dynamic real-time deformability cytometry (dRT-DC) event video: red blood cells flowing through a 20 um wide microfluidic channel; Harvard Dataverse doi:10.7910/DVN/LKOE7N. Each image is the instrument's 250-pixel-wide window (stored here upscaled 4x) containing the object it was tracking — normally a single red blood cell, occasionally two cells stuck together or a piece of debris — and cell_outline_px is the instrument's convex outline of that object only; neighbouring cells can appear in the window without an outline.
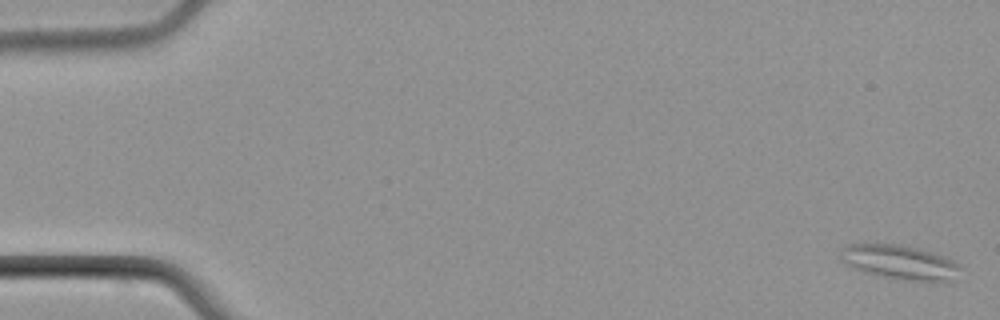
{"species": "common noctule bat (a hibernating species)", "species_latin": "Nyctalus noctula", "temperature_condition": "cold", "stored_images_in_passage": 5, "camera_frame_rate_fps": 3000, "um_per_image_px": 0.085, "animal": {"sex": "male", "body_mass_g": 21.5, "forearm_length_mm": 52.0}, "frame": {"image": 1, "passage_image": 1, "time_ms": 0.0, "image_size_px": [1000, 320], "cell_outline_px": [[960, 268], [952, 280], [940, 284], [884, 276], [864, 272], [852, 268], [844, 264], [840, 260], [844, 248], [852, 244], [900, 244], [932, 252], [944, 256], [952, 260]], "centroid_in_image_um": [76.51, 22.31], "position_along_channel_um": 8.5, "area_um2": 23.81}}
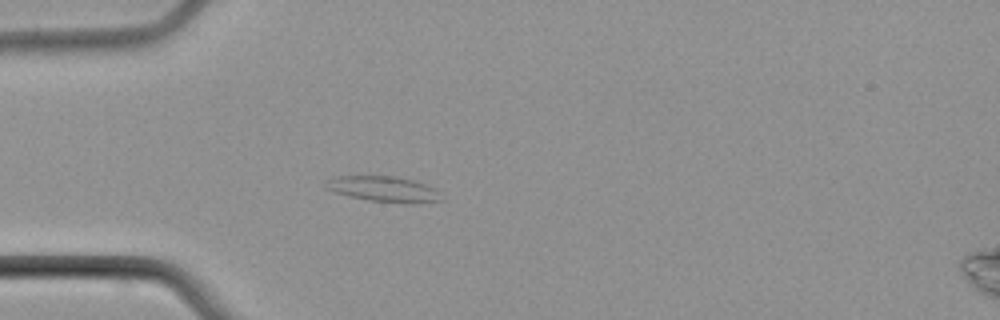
{"frame": {"image": 2, "passage_image": 5, "time_ms": 5.333, "image_size_px": [1000, 320], "cell_outline_px": [[444, 200], [420, 204], [408, 204], [368, 200], [348, 196], [324, 188], [328, 180], [332, 176], [396, 176], [428, 184], [436, 188]], "centroid_in_image_um": [32.68, 16.08], "position_along_channel_um": 52.3, "area_um2": 17.57}}